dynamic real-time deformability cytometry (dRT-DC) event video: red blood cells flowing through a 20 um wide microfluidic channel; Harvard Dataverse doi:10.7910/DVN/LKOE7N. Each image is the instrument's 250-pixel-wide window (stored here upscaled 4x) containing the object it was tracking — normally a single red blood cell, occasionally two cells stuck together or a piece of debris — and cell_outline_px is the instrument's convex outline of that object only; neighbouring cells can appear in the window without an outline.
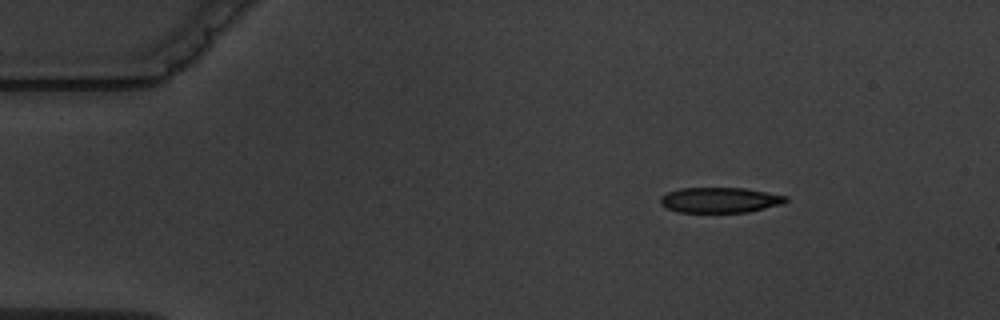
{"species": "common noctule bat (a hibernating species)", "species_latin": "Nyctalus noctula", "temperature_condition": "warm", "stored_images_in_passage": 9, "camera_frame_rate_fps": 3000, "um_per_image_px": 0.085, "animal": {"sex": "male", "body_mass_g": 19.5, "forearm_length_mm": 54.6}, "frame": {"image": 1, "passage_image": 1, "time_ms": 0.0, "image_size_px": [1000, 320], "cell_outline_px": [[788, 200], [784, 204], [748, 212], [676, 212], [660, 204], [660, 196], [668, 192], [680, 188], [744, 188], [788, 196]], "centroid_in_image_um": [61.2, 17.0], "position_along_channel_um": 23.8, "area_um2": 18.61}}
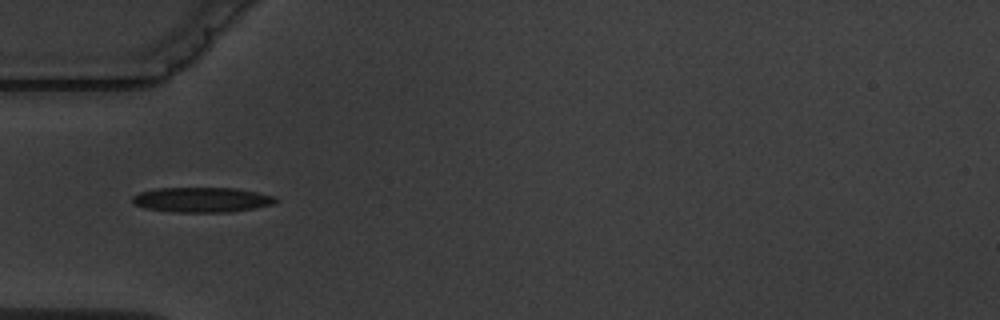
{"frame": {"image": 2, "passage_image": 4, "time_ms": 3.333, "image_size_px": [1000, 320], "cell_outline_px": [[280, 200], [276, 204], [228, 212], [172, 212], [144, 208], [132, 204], [132, 196], [140, 192], [156, 188], [236, 188], [276, 196]], "centroid_in_image_um": [17.16, 16.98], "position_along_channel_um": 67.8, "area_um2": 21.04}}
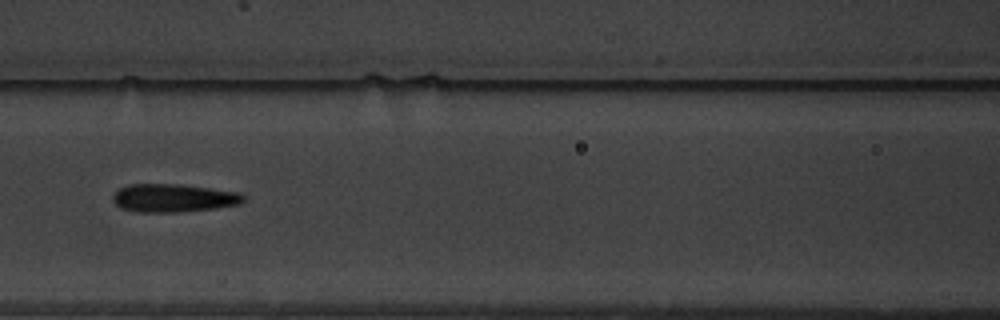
{"frame": {"image": 3, "passage_image": 6, "time_ms": 5.667, "image_size_px": [1000, 320], "cell_outline_px": [[244, 200], [240, 204], [216, 208], [176, 212], [136, 212], [120, 208], [112, 200], [112, 196], [120, 188], [128, 184], [180, 184], [240, 192], [244, 196]], "centroid_in_image_um": [14.73, 16.83], "position_along_channel_um": 151.9, "area_um2": 21.5}}